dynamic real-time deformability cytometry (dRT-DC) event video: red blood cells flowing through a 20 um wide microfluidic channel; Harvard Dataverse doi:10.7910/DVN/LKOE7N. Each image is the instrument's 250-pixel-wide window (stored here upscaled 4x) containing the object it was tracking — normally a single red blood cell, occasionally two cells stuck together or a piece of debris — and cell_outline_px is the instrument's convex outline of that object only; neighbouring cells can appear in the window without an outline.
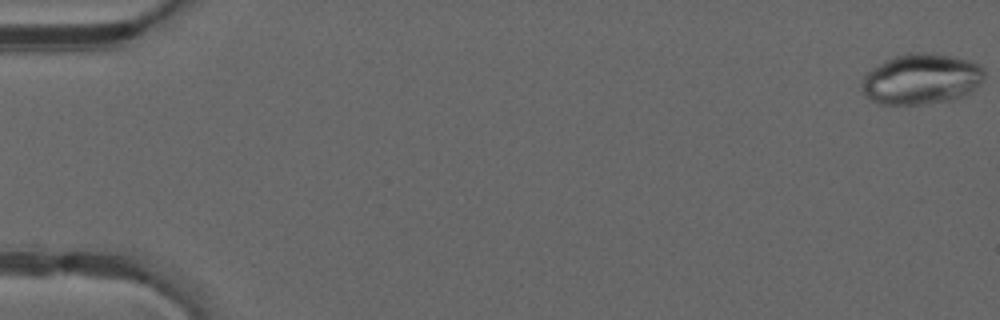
{"species": "common noctule bat (a hibernating species)", "species_latin": "Nyctalus noctula", "temperature_condition": "warm", "stored_images_in_passage": 50, "camera_frame_rate_fps": 3000, "um_per_image_px": 0.085, "animal": {"sex": "male", "forearm_length_mm": 52.5}, "frame": {"image": 1, "passage_image": 1, "time_ms": 0.0, "image_size_px": [1000, 320], "cell_outline_px": [[984, 76], [964, 96], [956, 100], [920, 104], [880, 104], [872, 100], [860, 88], [864, 76], [872, 68], [892, 56], [908, 52], [928, 52], [952, 56], [968, 60], [980, 64], [984, 72]], "centroid_in_image_um": [78.28, 6.7], "position_along_channel_um": 6.7, "area_um2": 36.07}}
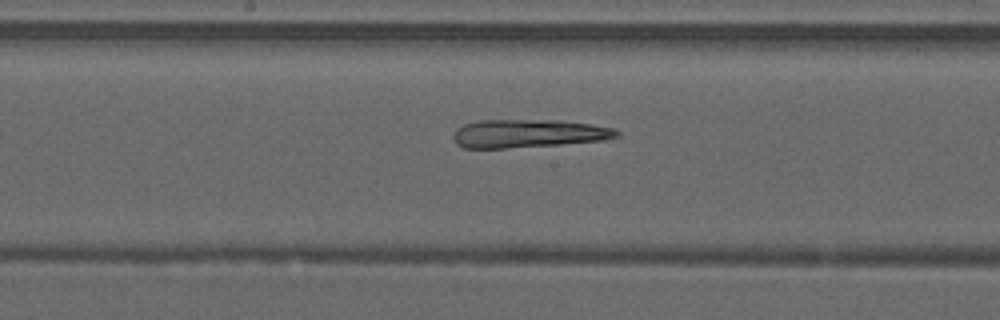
{"frame": {"image": 2, "passage_image": 27, "time_ms": 8.667, "image_size_px": [1000, 320], "cell_outline_px": [[620, 136], [608, 140], [560, 144], [504, 148], [464, 148], [456, 144], [452, 140], [452, 136], [456, 128], [464, 124], [480, 120], [560, 120], [592, 124], [616, 128], [620, 132]], "centroid_in_image_um": [44.93, 11.34], "position_along_channel_um": 203.3, "area_um2": 27.22}}
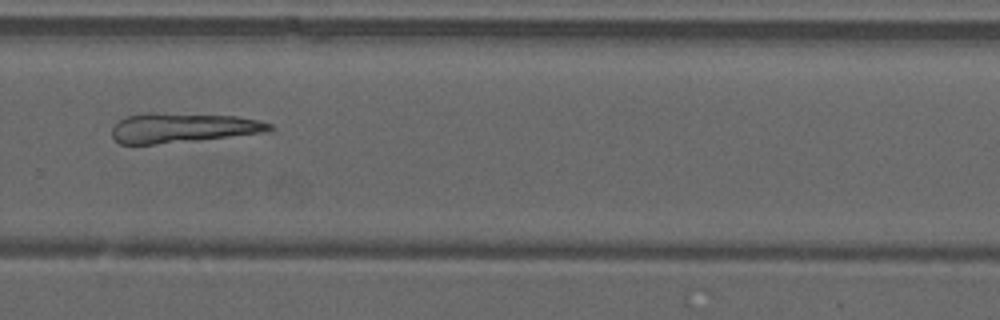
{"frame": {"image": 3, "passage_image": 35, "time_ms": 11.333, "image_size_px": [1000, 320], "cell_outline_px": [[272, 128], [268, 132], [196, 140], [156, 144], [120, 144], [112, 136], [112, 128], [120, 120], [128, 116], [144, 112], [152, 112], [236, 116], [260, 120], [272, 124]], "centroid_in_image_um": [15.53, 10.85], "position_along_channel_um": 314.3, "area_um2": 27.22}}